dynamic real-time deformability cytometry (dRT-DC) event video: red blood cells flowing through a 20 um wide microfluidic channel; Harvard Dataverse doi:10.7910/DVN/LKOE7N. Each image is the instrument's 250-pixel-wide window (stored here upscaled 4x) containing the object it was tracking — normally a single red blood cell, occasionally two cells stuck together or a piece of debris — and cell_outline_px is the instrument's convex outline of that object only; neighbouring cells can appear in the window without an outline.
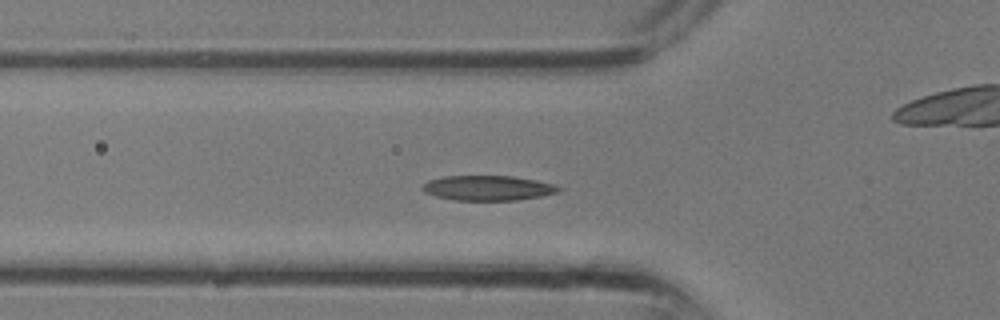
{"species": "common noctule bat (a hibernating species)", "species_latin": "Nyctalus noctula", "temperature_condition": "room temperature", "stored_images_in_passage": 30, "camera_frame_rate_fps": 3000, "um_per_image_px": 0.085, "animal": {"sex": "male", "body_mass_g": 13.3}, "frame": {"image": 1, "passage_image": 7, "time_ms": 2.0, "image_size_px": [1000, 320], "cell_outline_px": [[564, 188], [560, 192], [540, 196], [516, 200], [452, 200], [436, 196], [424, 192], [420, 188], [428, 180], [444, 176], [512, 176], [536, 180], [556, 184]], "centroid_in_image_um": [41.5, 15.98], "position_along_channel_um": 84.3, "area_um2": 19.94}}
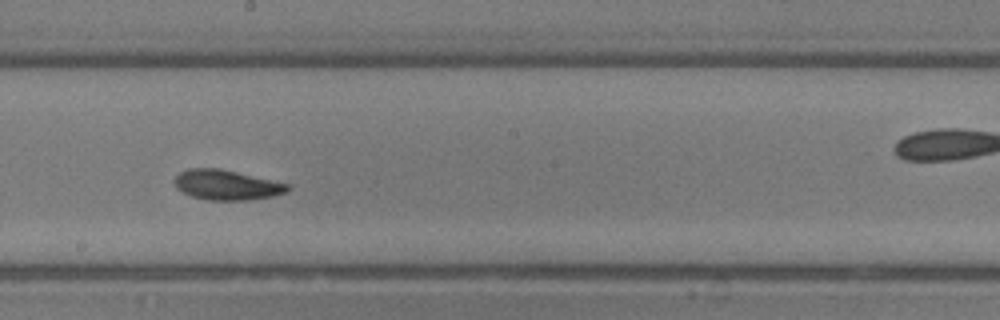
{"frame": {"image": 2, "passage_image": 14, "time_ms": 4.333, "image_size_px": [1000, 320], "cell_outline_px": [[292, 188], [288, 192], [272, 196], [248, 200], [208, 200], [192, 196], [176, 188], [172, 180], [180, 172], [188, 168], [220, 168], [288, 184]], "centroid_in_image_um": [19.24, 15.72], "position_along_channel_um": 229.0, "area_um2": 19.77}}
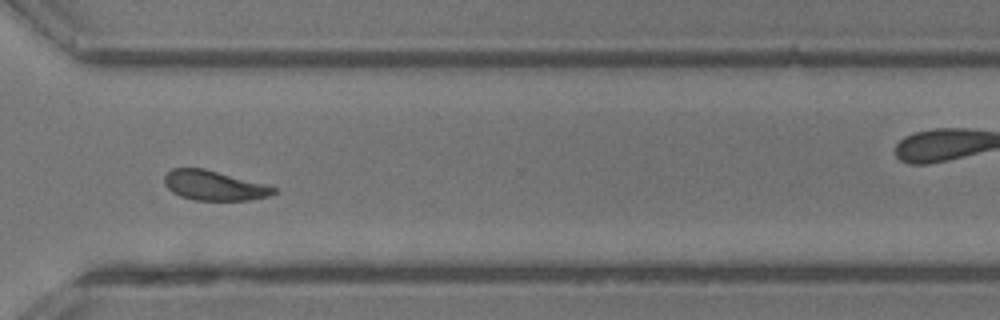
{"frame": {"image": 3, "passage_image": 20, "time_ms": 6.333, "image_size_px": [1000, 320], "cell_outline_px": [[276, 192], [272, 196], [248, 200], [192, 200], [180, 196], [172, 192], [164, 184], [164, 176], [172, 168], [204, 168], [264, 184], [276, 188]], "centroid_in_image_um": [18.18, 15.77], "position_along_channel_um": 352.4, "area_um2": 18.9}}